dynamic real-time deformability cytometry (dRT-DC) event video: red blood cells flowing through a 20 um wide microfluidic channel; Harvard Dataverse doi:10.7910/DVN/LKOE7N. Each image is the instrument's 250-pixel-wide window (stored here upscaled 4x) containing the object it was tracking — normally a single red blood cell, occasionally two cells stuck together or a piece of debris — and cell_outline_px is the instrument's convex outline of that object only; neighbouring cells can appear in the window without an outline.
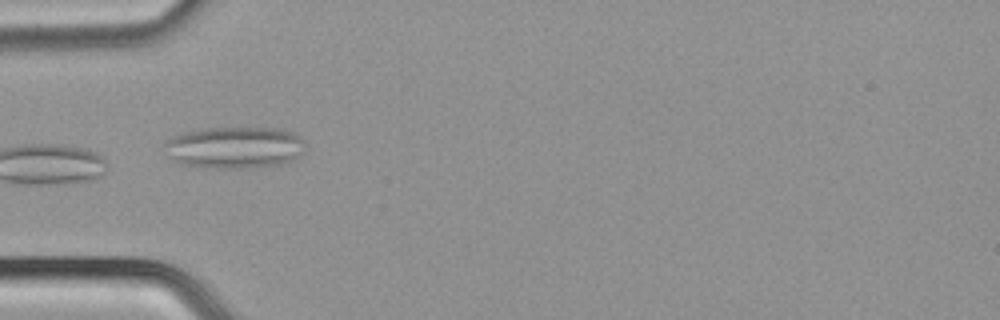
{"species": "common noctule bat (a hibernating species)", "species_latin": "Nyctalus noctula", "temperature_condition": "cold", "stored_images_in_passage": 23, "camera_frame_rate_fps": 3000, "um_per_image_px": 0.085, "animal": {"sex": "male", "body_mass_g": 21.5, "forearm_length_mm": 52.0}, "frame": {"image": 1, "passage_image": 1, "time_ms": 0.0, "image_size_px": [1000, 320], "cell_outline_px": [[304, 152], [300, 156], [292, 160], [280, 164], [248, 168], [216, 168], [180, 164], [172, 160], [168, 156], [164, 144], [168, 140], [184, 132], [200, 128], [284, 128], [300, 136], [304, 140]], "centroid_in_image_um": [19.97, 12.53], "position_along_channel_um": 65.0, "area_um2": 34.51}}